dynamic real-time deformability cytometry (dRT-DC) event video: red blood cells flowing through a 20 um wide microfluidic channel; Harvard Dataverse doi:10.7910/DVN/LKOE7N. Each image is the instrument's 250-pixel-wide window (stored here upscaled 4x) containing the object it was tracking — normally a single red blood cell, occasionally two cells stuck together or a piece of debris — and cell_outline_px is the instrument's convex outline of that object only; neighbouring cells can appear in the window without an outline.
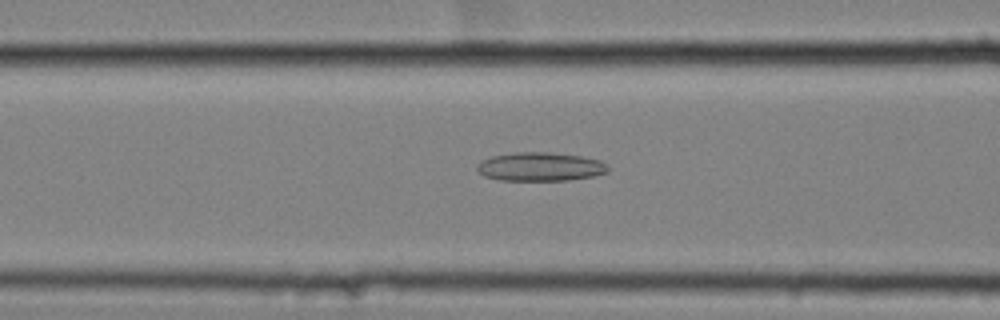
{"species": "common noctule bat (a hibernating species)", "species_latin": "Nyctalus noctula", "temperature_condition": "cold", "stored_images_in_passage": 52, "camera_frame_rate_fps": 3000, "um_per_image_px": 0.085, "animal": {"sex": "female", "body_mass_g": 25.1}, "frame": {"image": 1, "passage_image": 19, "time_ms": 6.0, "image_size_px": [1000, 320], "cell_outline_px": [[608, 172], [592, 176], [568, 180], [496, 180], [484, 176], [476, 168], [476, 164], [480, 160], [492, 156], [516, 152], [548, 152], [580, 156], [600, 160], [608, 168]], "centroid_in_image_um": [45.86, 14.17], "position_along_channel_um": 120.7, "area_um2": 21.85}}
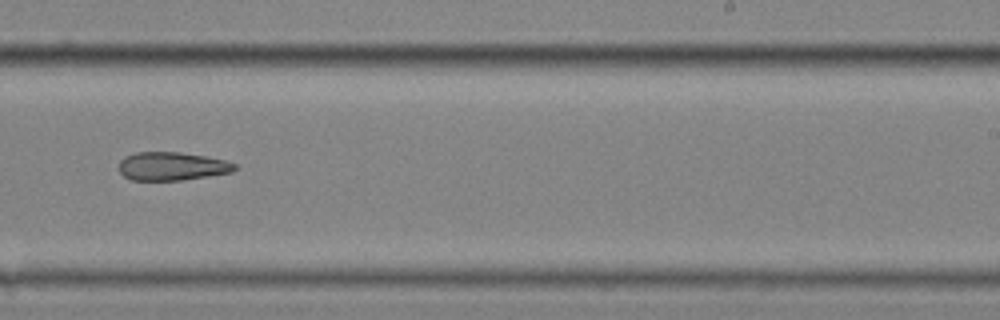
{"frame": {"image": 2, "passage_image": 32, "time_ms": 10.333, "image_size_px": [1000, 320], "cell_outline_px": [[236, 168], [232, 172], [208, 176], [180, 180], [132, 180], [124, 176], [120, 172], [120, 160], [124, 156], [136, 152], [180, 152], [228, 160], [236, 164]], "centroid_in_image_um": [14.62, 14.12], "position_along_channel_um": 274.4, "area_um2": 19.13}}
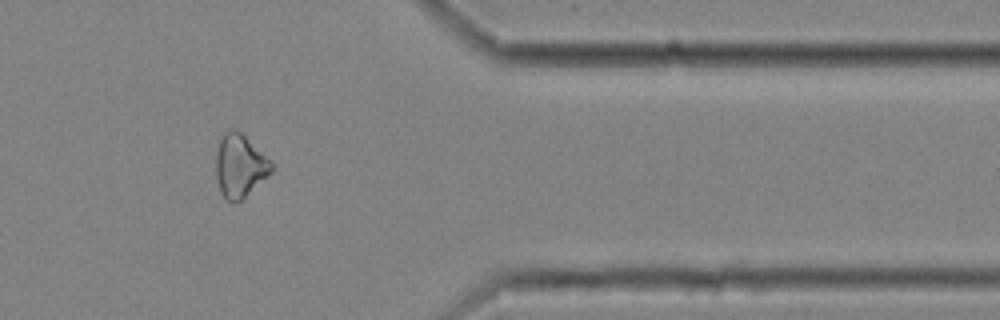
{"frame": {"image": 3, "passage_image": 43, "time_ms": 14.0, "image_size_px": [1000, 320], "cell_outline_px": [[276, 168], [272, 172], [240, 200], [224, 200], [220, 192], [216, 176], [216, 156], [220, 140], [224, 132], [228, 128], [232, 128], [240, 132]], "centroid_in_image_um": [20.35, 14.09], "position_along_channel_um": 391.0, "area_um2": 19.83}, "authors_computed_cell_mechanics": {"area_um2": 21.6172, "velocity_mm_per_s": 3.5495, "shape_relaxation_time_tau1_ms": null, "shape_relaxation_time_tau2_ms": 8.9559, "deformation_change_tau1": null, "deformation_change_tau2": 0.1881}}